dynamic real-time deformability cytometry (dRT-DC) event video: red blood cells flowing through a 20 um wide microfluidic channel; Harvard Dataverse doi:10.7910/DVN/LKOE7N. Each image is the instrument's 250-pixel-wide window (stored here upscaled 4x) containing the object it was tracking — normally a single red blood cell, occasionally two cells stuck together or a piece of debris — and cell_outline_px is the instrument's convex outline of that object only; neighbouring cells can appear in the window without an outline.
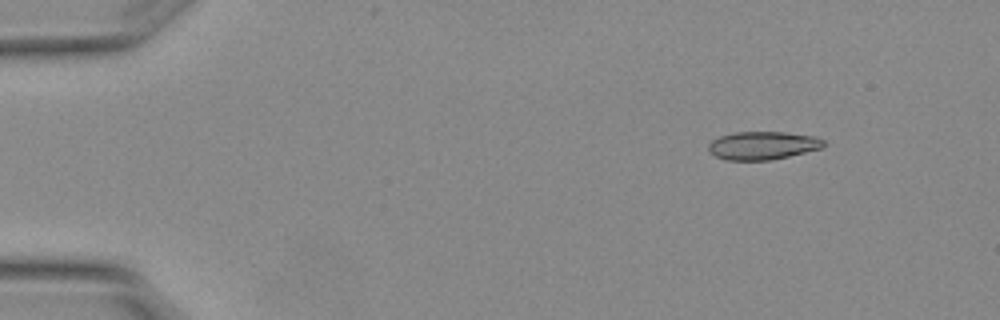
{"species": "Egyptian fruit bat (a non-hibernating species)", "species_latin": "Rousettus aegyptiacus", "temperature_condition": "warm", "stored_images_in_passage": 5, "segment_of_instrument_passage": [1, 2], "camera_frame_rate_fps": 3000, "um_per_image_px": 0.085, "animal": {"sex": "female"}, "frame": {"image": 1, "passage_image": 2, "time_ms": 0.333, "image_size_px": [1000, 320], "cell_outline_px": [[824, 144], [820, 148], [772, 160], [724, 160], [716, 156], [708, 148], [708, 144], [712, 140], [720, 136], [736, 132], [784, 132], [816, 136], [824, 140]], "centroid_in_image_um": [64.82, 12.36], "position_along_channel_um": 20.2, "area_um2": 18.73}}
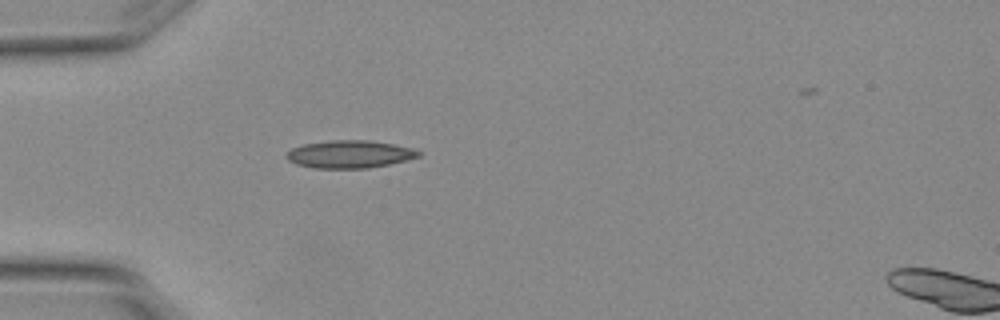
{"frame": {"image": 2, "passage_image": 4, "time_ms": 1.0, "image_size_px": [1000, 320], "cell_outline_px": [[420, 156], [388, 164], [368, 168], [312, 168], [296, 164], [288, 160], [284, 156], [292, 148], [304, 144], [332, 140], [368, 140], [416, 148], [420, 152]], "centroid_in_image_um": [29.7, 13.1], "position_along_channel_um": 55.3, "area_um2": 21.21}}